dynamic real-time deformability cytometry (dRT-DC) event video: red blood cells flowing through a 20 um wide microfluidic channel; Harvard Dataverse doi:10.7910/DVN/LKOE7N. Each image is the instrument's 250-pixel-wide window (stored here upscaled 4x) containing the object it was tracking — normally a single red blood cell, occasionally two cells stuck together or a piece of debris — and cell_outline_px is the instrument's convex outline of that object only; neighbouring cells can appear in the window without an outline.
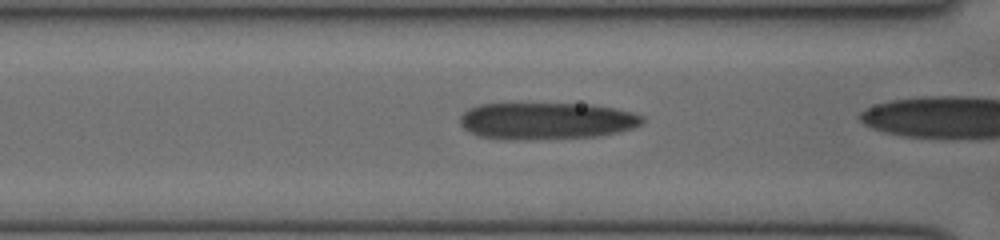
{"species": "human", "species_latin": "Homo sapiens", "temperature_condition": "cold", "stored_images_in_passage": 41, "camera_frame_rate_fps": 3000, "um_per_image_px": 0.085, "donor": {"sex": "female"}, "frame": {"image": 1, "passage_image": 23, "time_ms": 7.333, "image_size_px": [1000, 240], "cell_outline_px": [[644, 120], [640, 124], [632, 128], [616, 132], [596, 136], [524, 140], [512, 140], [480, 136], [464, 128], [460, 124], [460, 116], [468, 108], [480, 104], [592, 104], [632, 112], [644, 116]], "centroid_in_image_um": [46.43, 10.27], "position_along_channel_um": 120.2, "area_um2": 39.02}}
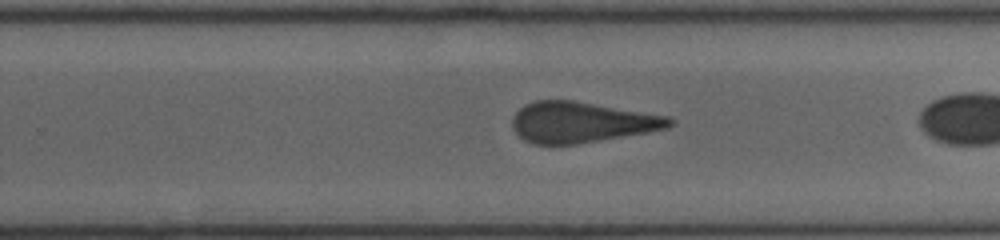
{"frame": {"image": 2, "passage_image": 34, "time_ms": 11.0, "image_size_px": [1000, 240], "cell_outline_px": [[676, 124], [668, 128], [648, 132], [576, 144], [532, 144], [524, 140], [512, 128], [512, 120], [516, 112], [524, 104], [536, 100], [572, 100], [672, 116], [676, 120]], "centroid_in_image_um": [49.48, 10.38], "position_along_channel_um": 280.3, "area_um2": 37.57}}
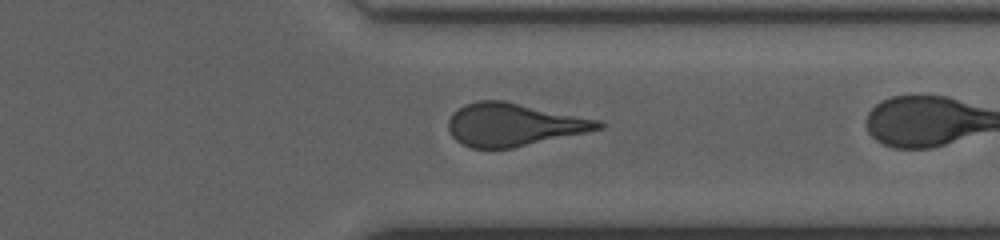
{"frame": {"image": 3, "passage_image": 40, "time_ms": 13.0, "image_size_px": [1000, 240], "cell_outline_px": [[604, 128], [512, 148], [472, 148], [456, 140], [452, 136], [448, 128], [448, 120], [452, 112], [464, 104], [476, 100], [504, 100], [600, 120], [604, 124]], "centroid_in_image_um": [43.63, 10.58], "position_along_channel_um": 367.8, "area_um2": 37.34}}